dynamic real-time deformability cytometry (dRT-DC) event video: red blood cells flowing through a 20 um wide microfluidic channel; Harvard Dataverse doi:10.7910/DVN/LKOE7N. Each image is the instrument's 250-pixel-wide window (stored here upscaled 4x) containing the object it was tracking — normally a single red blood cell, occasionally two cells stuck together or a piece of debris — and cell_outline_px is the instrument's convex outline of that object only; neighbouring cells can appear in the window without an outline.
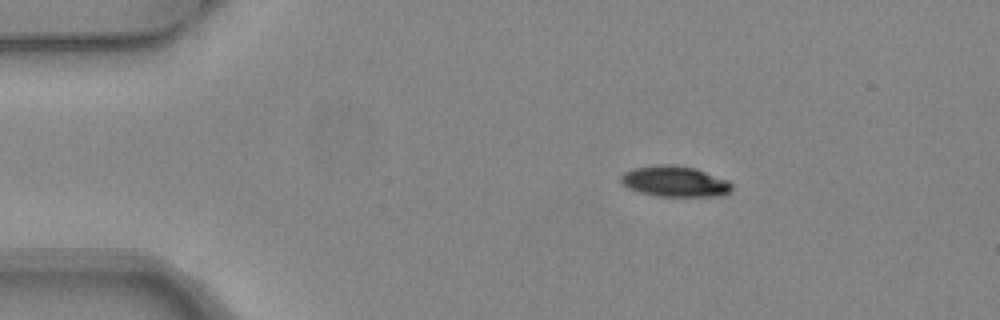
{"species": "common noctule bat (a hibernating species)", "species_latin": "Nyctalus noctula", "temperature_condition": "warm", "stored_images_in_passage": 4, "camera_frame_rate_fps": 3000, "um_per_image_px": 0.085, "animal": {"sex": "female", "body_mass_g": 24.6, "forearm_length_mm": 56.2}, "frame": {"image": 1, "passage_image": 2, "time_ms": 0.333, "image_size_px": [1000, 320], "cell_outline_px": [[732, 188], [724, 196], [656, 196], [640, 192], [628, 188], [620, 184], [620, 176], [624, 172], [632, 168], [672, 164], [696, 168], [728, 180], [732, 184]], "centroid_in_image_um": [57.35, 15.43], "position_along_channel_um": 27.6, "area_um2": 19.94}}
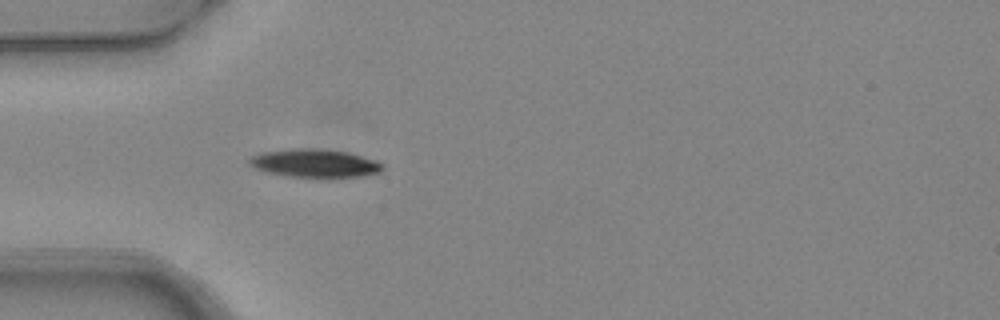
{"frame": {"image": 2, "passage_image": 4, "time_ms": 1.0, "image_size_px": [1000, 320], "cell_outline_px": [[384, 168], [380, 172], [356, 176], [288, 176], [268, 172], [256, 168], [248, 164], [248, 160], [252, 156], [260, 152], [292, 148], [316, 148], [348, 152], [376, 160], [384, 164]], "centroid_in_image_um": [26.73, 13.84], "position_along_channel_um": 58.3, "area_um2": 21.62}}